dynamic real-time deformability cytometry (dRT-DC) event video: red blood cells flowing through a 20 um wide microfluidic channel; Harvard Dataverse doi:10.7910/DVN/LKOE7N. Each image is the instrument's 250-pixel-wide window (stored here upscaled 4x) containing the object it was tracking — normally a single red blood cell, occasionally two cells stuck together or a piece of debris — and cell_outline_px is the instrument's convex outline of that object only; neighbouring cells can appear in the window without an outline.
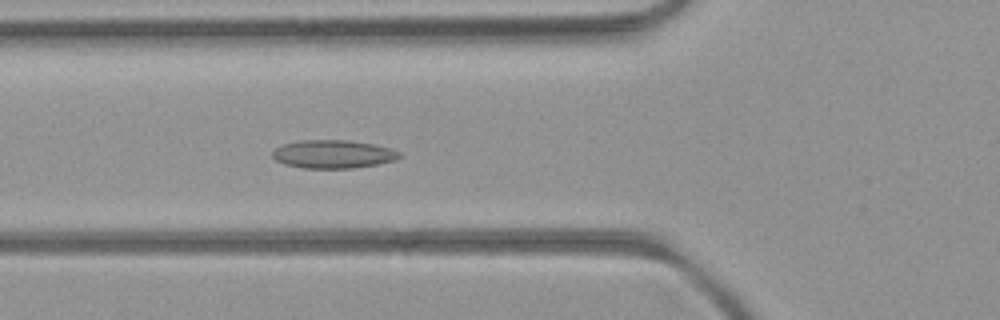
{"species": "common noctule bat (a hibernating species)", "species_latin": "Nyctalus noctula", "temperature_condition": "room temperature", "stored_images_in_passage": 52, "camera_frame_rate_fps": 3000, "um_per_image_px": 0.085, "animal": {"sex": "female", "body_mass_g": 21.9}, "frame": {"image": 1, "passage_image": 18, "time_ms": 5.667, "image_size_px": [1000, 320], "cell_outline_px": [[404, 156], [396, 160], [376, 164], [352, 168], [304, 168], [284, 164], [276, 160], [272, 156], [272, 152], [276, 148], [284, 144], [300, 140], [348, 140], [372, 144], [392, 148], [400, 152]], "centroid_in_image_um": [28.35, 13.1], "position_along_channel_um": 97.5, "area_um2": 20.92}}
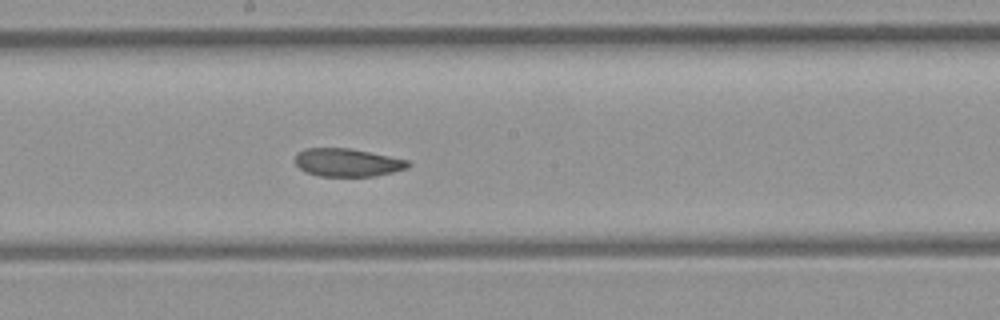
{"frame": {"image": 2, "passage_image": 27, "time_ms": 8.667, "image_size_px": [1000, 320], "cell_outline_px": [[412, 164], [408, 168], [376, 176], [320, 176], [308, 172], [300, 168], [296, 164], [296, 152], [304, 148], [348, 148], [408, 160]], "centroid_in_image_um": [29.53, 13.81], "position_along_channel_um": 218.7, "area_um2": 18.32}}
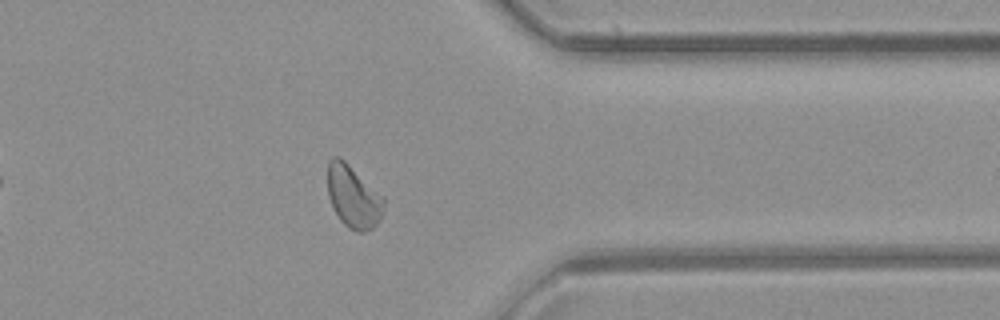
{"frame": {"image": 3, "passage_image": 40, "time_ms": 13.0, "image_size_px": [1000, 320], "cell_outline_px": [[384, 204], [380, 220], [372, 228], [364, 232], [356, 232], [348, 228], [340, 220], [332, 208], [328, 196], [328, 160], [332, 156], [340, 156], [384, 196]], "centroid_in_image_um": [30.02, 16.71], "position_along_channel_um": 381.4, "area_um2": 20.69}, "authors_computed_cell_mechanics": {"area_um2": 20.4612, "velocity_mm_per_s": 4.0169, "shape_relaxation_time_tau1_ms": null, "shape_relaxation_time_tau2_ms": 3.0037, "deformation_change_tau1": null, "deformation_change_tau2": 0.0897}}